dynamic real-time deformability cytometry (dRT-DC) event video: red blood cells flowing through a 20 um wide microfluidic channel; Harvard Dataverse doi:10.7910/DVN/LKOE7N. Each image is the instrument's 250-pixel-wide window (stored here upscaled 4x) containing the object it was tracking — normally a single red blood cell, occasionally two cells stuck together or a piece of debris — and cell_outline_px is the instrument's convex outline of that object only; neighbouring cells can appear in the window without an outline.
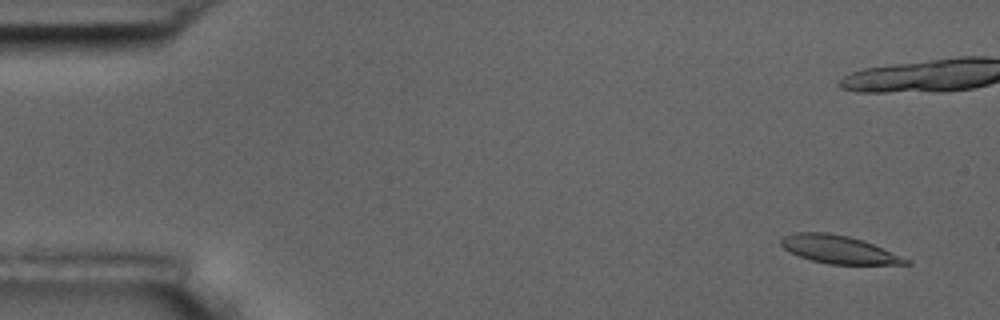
{"species": "common noctule bat (a hibernating species)", "species_latin": "Nyctalus noctula", "temperature_condition": "room temperature", "stored_images_in_passage": 10, "camera_frame_rate_fps": 3000, "um_per_image_px": 0.085, "animal": {"sex": "male", "body_mass_g": 17.5, "forearm_length_mm": 52.3}, "frame": {"image": 1, "passage_image": 2, "time_ms": 1.0, "image_size_px": [1000, 320], "cell_outline_px": [[912, 264], [828, 264], [812, 260], [800, 256], [784, 248], [780, 244], [780, 240], [784, 236], [796, 232], [824, 232], [848, 236], [864, 240], [912, 260]], "centroid_in_image_um": [71.33, 21.2], "position_along_channel_um": 13.7, "area_um2": 20.23}}
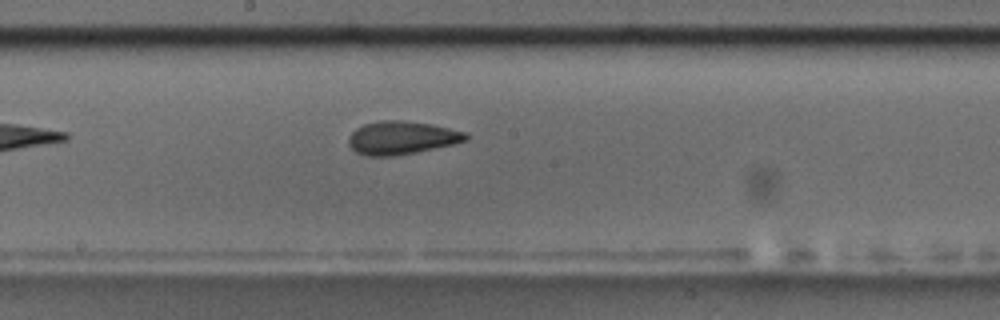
{"frame": {"image": 2, "passage_image": 10, "time_ms": 11.333, "image_size_px": [1000, 320], "cell_outline_px": [[468, 140], [456, 144], [416, 152], [392, 156], [364, 156], [356, 152], [348, 144], [348, 136], [356, 128], [364, 124], [380, 120], [404, 120], [432, 124], [468, 132]], "centroid_in_image_um": [34.16, 11.71], "position_along_channel_um": 214.0, "area_um2": 23.0}}